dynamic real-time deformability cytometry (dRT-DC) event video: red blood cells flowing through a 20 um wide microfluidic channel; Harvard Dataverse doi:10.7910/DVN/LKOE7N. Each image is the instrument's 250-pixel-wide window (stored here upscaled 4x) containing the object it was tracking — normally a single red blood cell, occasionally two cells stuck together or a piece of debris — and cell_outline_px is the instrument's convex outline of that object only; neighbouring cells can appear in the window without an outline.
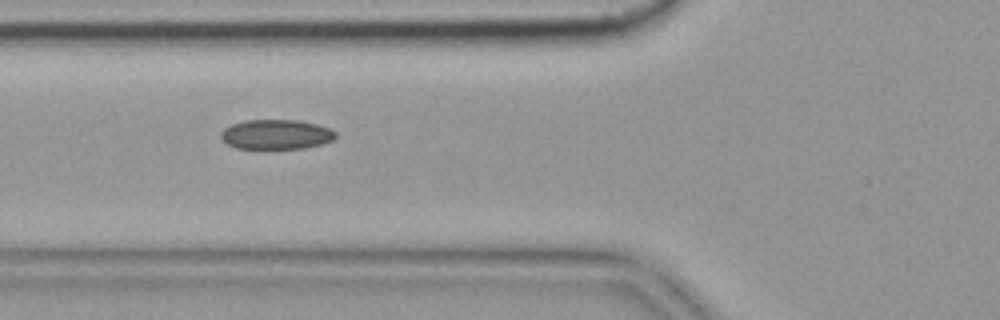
{"species": "common noctule bat (a hibernating species)", "species_latin": "Nyctalus noctula", "temperature_condition": "cold", "stored_images_in_passage": 38, "camera_frame_rate_fps": 3000, "um_per_image_px": 0.085, "animal": {"sex": "female", "body_mass_g": 19.9}, "frame": {"image": 1, "passage_image": 6, "time_ms": 1.667, "image_size_px": [1000, 320], "cell_outline_px": [[336, 136], [332, 140], [320, 144], [304, 148], [236, 148], [228, 144], [220, 136], [220, 132], [224, 128], [232, 124], [244, 120], [300, 120], [316, 124], [328, 128], [336, 132]], "centroid_in_image_um": [23.46, 11.41], "position_along_channel_um": 102.3, "area_um2": 19.71}, "authors_computed_cell_mechanics": {"area_um2": 19.7387, "velocity_mm_per_s": 3.6464, "shape_relaxation_time_tau1_ms": 6.6188, "shape_relaxation_time_tau2_ms": 3.4611, "deformation_change_tau1": 0.1116, "deformation_change_tau2": 0.0867}}